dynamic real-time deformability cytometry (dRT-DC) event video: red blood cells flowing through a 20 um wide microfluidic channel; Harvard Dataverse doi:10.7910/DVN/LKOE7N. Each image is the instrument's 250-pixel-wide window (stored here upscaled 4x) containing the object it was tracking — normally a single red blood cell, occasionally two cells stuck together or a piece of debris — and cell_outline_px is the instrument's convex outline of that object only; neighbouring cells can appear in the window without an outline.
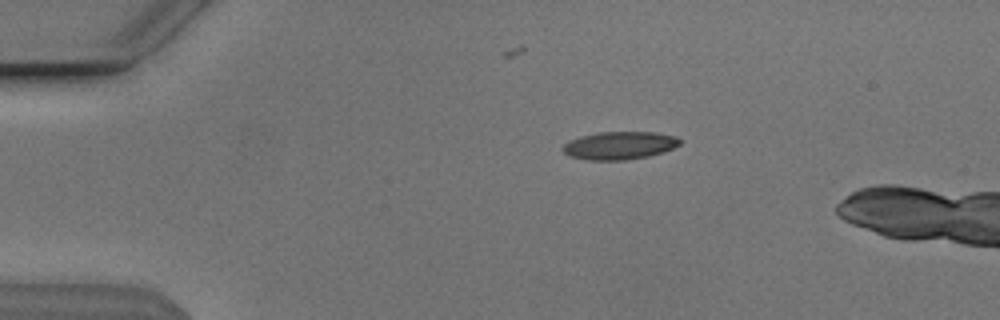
{"species": "Egyptian fruit bat (a non-hibernating species)", "species_latin": "Rousettus aegyptiacus", "temperature_condition": "cold", "stored_images_in_passage": 7, "camera_frame_rate_fps": 3000, "um_per_image_px": 0.085, "animal": {"sex": "male"}, "frame": {"image": 1, "passage_image": 2, "time_ms": 0.333, "image_size_px": [1000, 320], "cell_outline_px": [[680, 144], [664, 152], [648, 156], [624, 160], [588, 160], [568, 156], [560, 148], [568, 140], [580, 136], [600, 132], [656, 132], [676, 136], [680, 140]], "centroid_in_image_um": [52.62, 12.36], "position_along_channel_um": 32.4, "area_um2": 19.13}}